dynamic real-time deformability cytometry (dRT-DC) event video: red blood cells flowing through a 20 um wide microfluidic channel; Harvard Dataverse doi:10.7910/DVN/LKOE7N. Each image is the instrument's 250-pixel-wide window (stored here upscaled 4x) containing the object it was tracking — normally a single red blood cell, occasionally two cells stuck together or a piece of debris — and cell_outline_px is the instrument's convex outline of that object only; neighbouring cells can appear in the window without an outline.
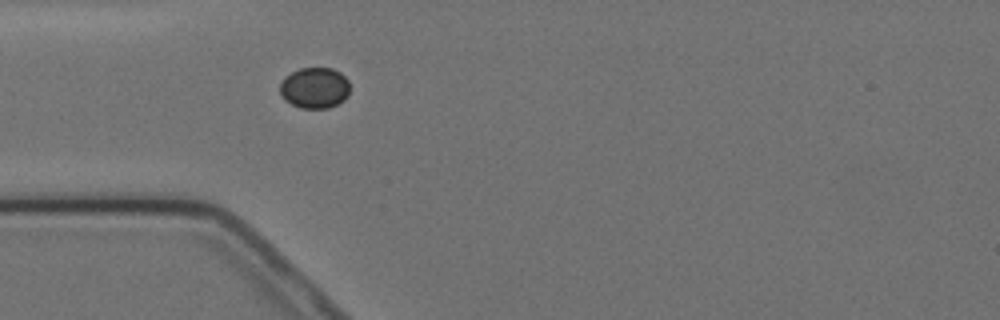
{"species": "Egyptian fruit bat (a non-hibernating species)", "species_latin": "Rousettus aegyptiacus", "temperature_condition": "cold", "stored_images_in_passage": 2, "camera_frame_rate_fps": 3000, "um_per_image_px": 0.085, "animal": {"sex": "female"}, "frame": {"image": 1, "passage_image": 2, "time_ms": 1.0, "image_size_px": [1000, 320], "cell_outline_px": [[348, 96], [344, 100], [328, 108], [300, 108], [284, 100], [280, 96], [280, 84], [284, 76], [300, 68], [332, 68], [340, 72], [348, 80]], "centroid_in_image_um": [26.72, 7.47], "position_along_channel_um": 58.3, "area_um2": 16.76}}